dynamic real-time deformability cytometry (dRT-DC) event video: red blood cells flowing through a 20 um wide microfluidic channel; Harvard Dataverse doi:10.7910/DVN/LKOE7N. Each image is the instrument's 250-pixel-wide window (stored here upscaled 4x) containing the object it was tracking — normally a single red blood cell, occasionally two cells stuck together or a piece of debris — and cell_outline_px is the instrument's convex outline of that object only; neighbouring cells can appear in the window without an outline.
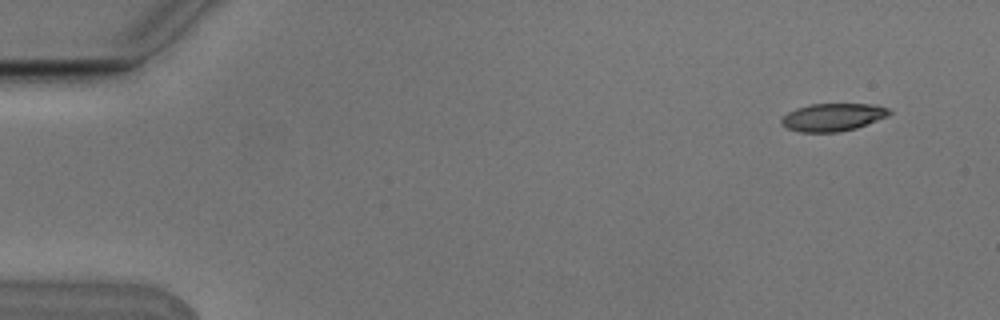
{"species": "Egyptian fruit bat (a non-hibernating species)", "species_latin": "Rousettus aegyptiacus", "temperature_condition": "cold", "stored_images_in_passage": 7, "camera_frame_rate_fps": 3000, "um_per_image_px": 0.085, "animal": {"sex": "male"}, "frame": {"image": 1, "passage_image": 1, "time_ms": 0.0, "image_size_px": [1000, 320], "cell_outline_px": [[892, 112], [888, 116], [856, 128], [840, 132], [800, 132], [788, 128], [780, 124], [780, 120], [788, 112], [796, 108], [812, 104], [876, 104], [888, 108]], "centroid_in_image_um": [70.8, 9.96], "position_along_channel_um": 14.2, "area_um2": 17.46}}
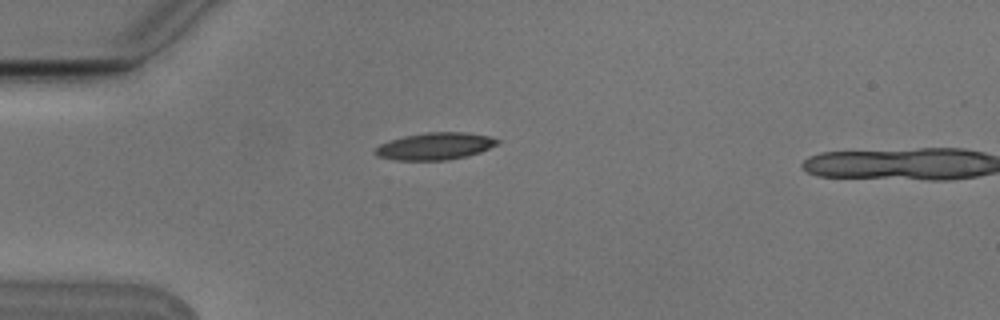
{"frame": {"image": 2, "passage_image": 4, "time_ms": 1.0, "image_size_px": [1000, 320], "cell_outline_px": [[500, 144], [480, 152], [448, 160], [392, 160], [376, 156], [372, 152], [372, 148], [380, 144], [404, 136], [424, 132], [464, 132], [488, 136], [500, 140]], "centroid_in_image_um": [36.93, 12.43], "position_along_channel_um": 48.1, "area_um2": 19.48}}
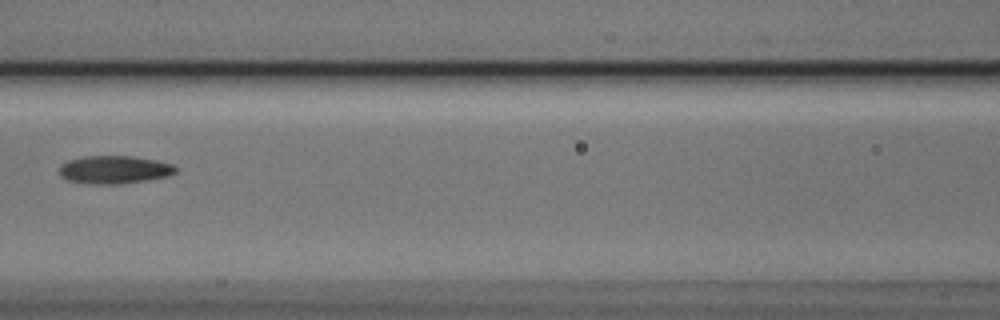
{"frame": {"image": 3, "passage_image": 7, "time_ms": 2.0, "image_size_px": [1000, 320], "cell_outline_px": [[180, 168], [176, 172], [168, 176], [120, 184], [84, 184], [68, 180], [60, 176], [60, 164], [68, 160], [84, 156], [132, 156], [156, 160], [172, 164]], "centroid_in_image_um": [9.71, 14.42], "position_along_channel_um": 156.9, "area_um2": 19.13}}